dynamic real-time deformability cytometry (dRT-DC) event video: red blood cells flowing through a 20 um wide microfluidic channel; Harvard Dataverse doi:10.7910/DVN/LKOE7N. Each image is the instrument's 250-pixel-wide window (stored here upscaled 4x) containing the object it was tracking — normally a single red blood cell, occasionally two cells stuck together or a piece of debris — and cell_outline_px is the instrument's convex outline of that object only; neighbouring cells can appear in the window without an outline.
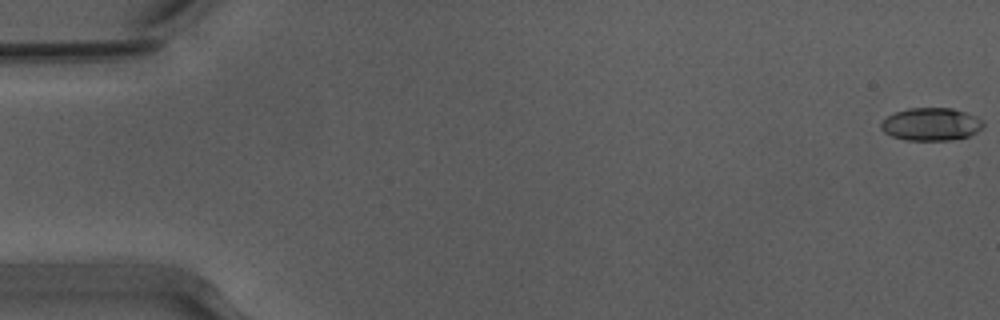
{"species": "Egyptian fruit bat (a non-hibernating species)", "species_latin": "Rousettus aegyptiacus", "temperature_condition": "warm", "stored_images_in_passage": 54, "camera_frame_rate_fps": 3000, "um_per_image_px": 0.085, "animal": {"sex": "male"}, "frame": {"image": 1, "passage_image": 1, "time_ms": 0.0, "image_size_px": [1000, 320], "cell_outline_px": [[984, 124], [976, 132], [968, 136], [948, 140], [904, 140], [892, 136], [884, 132], [880, 128], [880, 124], [888, 116], [896, 112], [908, 108], [952, 108], [976, 116]], "centroid_in_image_um": [79.11, 10.56], "position_along_channel_um": 5.9, "area_um2": 19.31}}
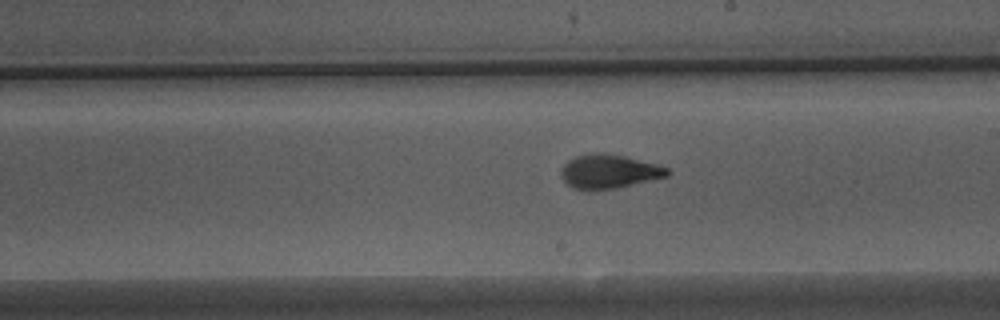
{"frame": {"image": 2, "passage_image": 31, "time_ms": 10.0, "image_size_px": [1000, 320], "cell_outline_px": [[672, 172], [668, 176], [616, 188], [572, 188], [560, 176], [560, 172], [564, 164], [568, 160], [576, 156], [596, 152], [624, 156], [656, 164], [668, 168]], "centroid_in_image_um": [51.78, 14.55], "position_along_channel_um": 237.2, "area_um2": 20.58}}
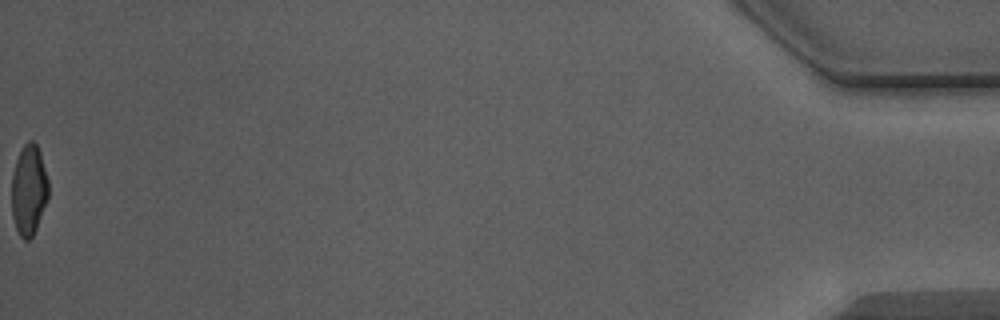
{"frame": {"image": 3, "passage_image": 54, "time_ms": 17.667, "image_size_px": [1000, 320], "cell_outline_px": [[48, 200], [36, 228], [32, 236], [28, 240], [24, 240], [20, 236], [16, 228], [12, 216], [12, 172], [16, 160], [24, 144], [28, 140], [32, 140], [36, 144], [40, 152], [48, 180]], "centroid_in_image_um": [2.45, 16.15], "position_along_channel_um": 432.8, "area_um2": 19.36}, "authors_computed_cell_mechanics": {"area_um2": 20.2011, "velocity_mm_per_s": 3.9374, "shape_relaxation_time_tau1_ms": 4.4657, "shape_relaxation_time_tau2_ms": 1.3721, "deformation_change_tau1": 0.1962, "deformation_change_tau2": 0.0794}}